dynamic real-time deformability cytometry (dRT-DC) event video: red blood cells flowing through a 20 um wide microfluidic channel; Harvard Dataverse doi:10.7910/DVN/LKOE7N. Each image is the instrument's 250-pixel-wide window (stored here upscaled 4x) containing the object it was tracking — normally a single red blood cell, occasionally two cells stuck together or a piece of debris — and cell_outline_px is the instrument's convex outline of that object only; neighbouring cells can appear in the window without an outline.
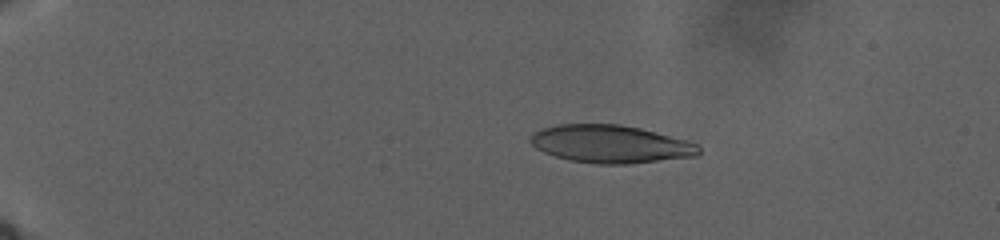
{"species": "human", "species_latin": "Homo sapiens", "temperature_condition": "warm", "stored_images_in_passage": 57, "camera_frame_rate_fps": 3000, "um_per_image_px": 0.085, "donor": {"sex": "male"}, "frame": {"image": 1, "passage_image": 24, "time_ms": 7.333, "image_size_px": [1000, 240], "cell_outline_px": [[700, 152], [696, 156], [628, 164], [596, 164], [568, 160], [544, 152], [536, 148], [528, 140], [532, 132], [556, 124], [620, 124], [640, 128], [688, 140], [696, 144], [700, 148]], "centroid_in_image_um": [51.88, 12.24], "position_along_channel_um": 33.1, "area_um2": 37.22}}
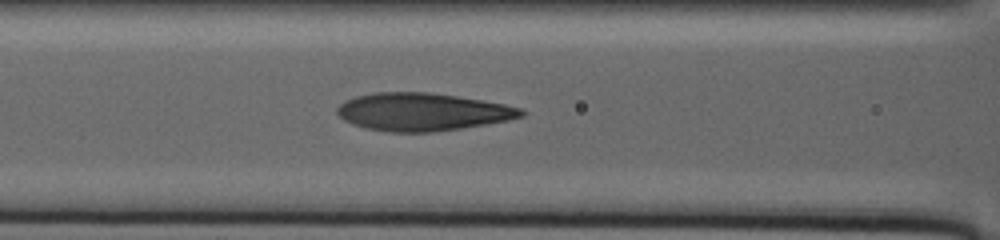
{"frame": {"image": 2, "passage_image": 46, "time_ms": 18.0, "image_size_px": [1000, 240], "cell_outline_px": [[528, 112], [524, 116], [508, 120], [460, 128], [432, 132], [388, 132], [368, 128], [352, 124], [344, 120], [336, 112], [336, 108], [344, 100], [356, 96], [376, 92], [428, 92], [456, 96], [504, 104], [520, 108]], "centroid_in_image_um": [35.89, 9.5], "position_along_channel_um": 130.7, "area_um2": 40.34}}
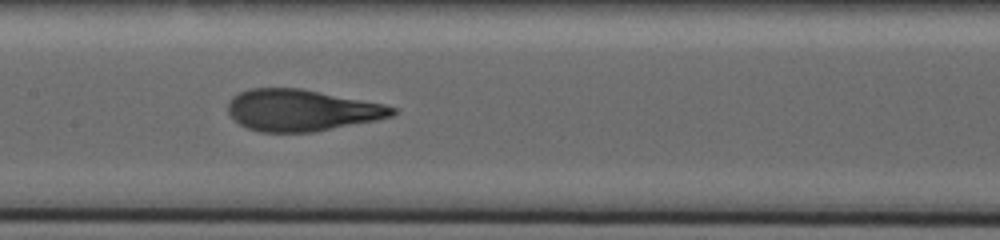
{"frame": {"image": 3, "passage_image": 56, "time_ms": 20.667, "image_size_px": [1000, 240], "cell_outline_px": [[400, 108], [392, 116], [376, 120], [312, 132], [260, 132], [248, 128], [240, 124], [228, 112], [228, 104], [232, 96], [248, 88], [300, 88], [384, 104]], "centroid_in_image_um": [25.64, 9.36], "position_along_channel_um": 181.8, "area_um2": 39.65}}